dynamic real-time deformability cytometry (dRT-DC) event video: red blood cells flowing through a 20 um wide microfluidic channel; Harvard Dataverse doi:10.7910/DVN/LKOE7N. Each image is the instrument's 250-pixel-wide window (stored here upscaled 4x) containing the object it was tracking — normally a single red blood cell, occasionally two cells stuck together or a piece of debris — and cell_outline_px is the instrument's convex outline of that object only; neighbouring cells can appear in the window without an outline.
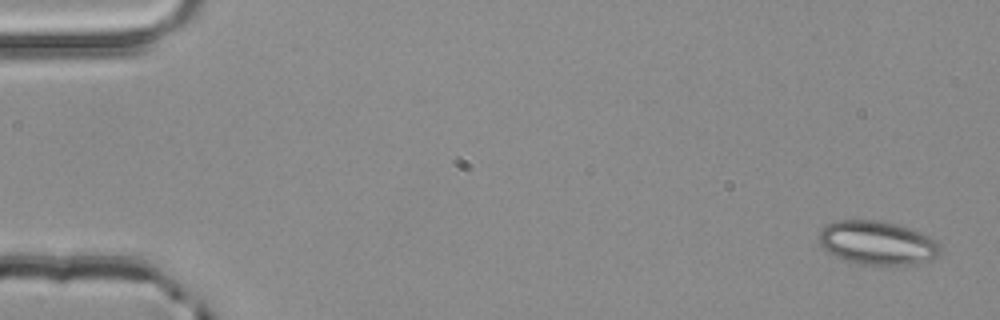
{"species": "common noctule bat (a hibernating species)", "species_latin": "Nyctalus noctula", "temperature_condition": "room temperature", "stored_images_in_passage": 4, "camera_frame_rate_fps": 3000, "um_per_image_px": 0.085, "animal": {"sex": "male", "body_mass_g": 20.4}, "frame": {"image": 1, "passage_image": 1, "time_ms": 0.0, "image_size_px": [1000, 320], "cell_outline_px": [[940, 252], [932, 260], [884, 268], [864, 264], [848, 260], [824, 252], [820, 244], [820, 232], [828, 224], [836, 220], [876, 220], [896, 224], [920, 232], [936, 240], [940, 244]], "centroid_in_image_um": [74.58, 20.67], "position_along_channel_um": 10.4, "area_um2": 31.15}}